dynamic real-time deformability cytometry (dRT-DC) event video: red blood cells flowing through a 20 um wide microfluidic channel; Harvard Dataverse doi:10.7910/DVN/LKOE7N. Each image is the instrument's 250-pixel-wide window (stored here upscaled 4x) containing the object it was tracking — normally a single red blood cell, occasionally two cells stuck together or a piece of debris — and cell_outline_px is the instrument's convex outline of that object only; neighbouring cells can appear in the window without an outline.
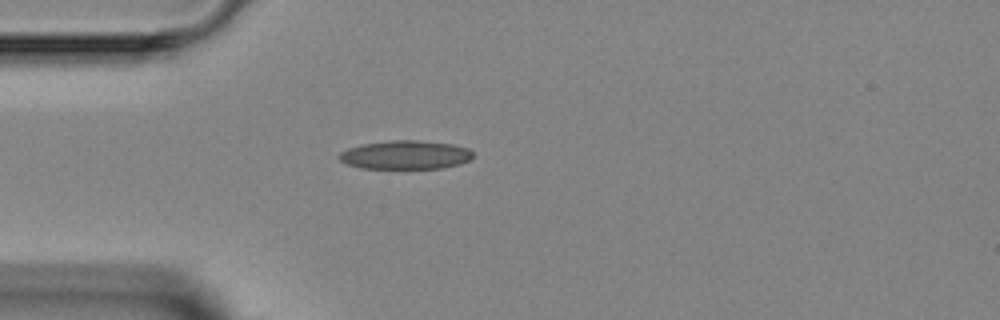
{"species": "Egyptian fruit bat (a non-hibernating species)", "species_latin": "Rousettus aegyptiacus", "temperature_condition": "room temperature", "stored_images_in_passage": 1, "camera_frame_rate_fps": 3000, "um_per_image_px": 0.085, "animal": {"sex": "female"}, "frame": {"image": 1, "passage_image": 1, "time_ms": 0.0, "image_size_px": [1000, 320], "cell_outline_px": [[472, 160], [460, 164], [444, 168], [360, 168], [348, 164], [340, 160], [336, 156], [340, 152], [348, 148], [364, 144], [392, 140], [420, 140], [452, 144], [468, 148], [472, 152]], "centroid_in_image_um": [34.48, 13.16], "position_along_channel_um": 50.5, "area_um2": 22.43}}